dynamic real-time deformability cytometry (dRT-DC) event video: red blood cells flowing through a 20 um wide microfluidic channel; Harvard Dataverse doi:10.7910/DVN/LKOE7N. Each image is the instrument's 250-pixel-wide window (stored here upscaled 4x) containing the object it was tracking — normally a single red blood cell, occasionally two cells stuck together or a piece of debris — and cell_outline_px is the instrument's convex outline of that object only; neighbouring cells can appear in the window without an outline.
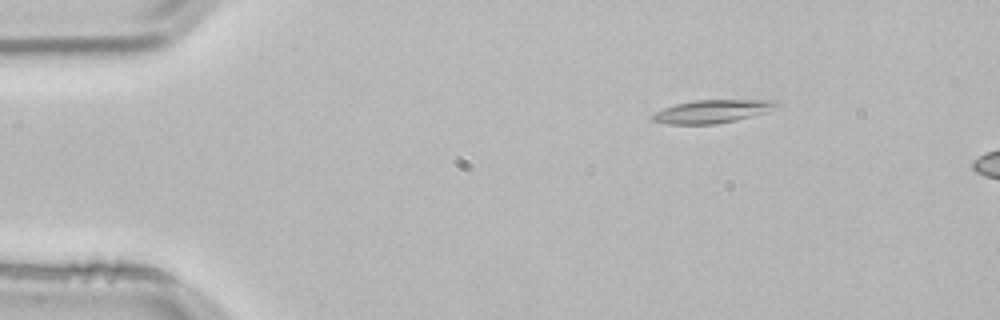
{"species": "common noctule bat (a hibernating species)", "species_latin": "Nyctalus noctula", "temperature_condition": "room temperature", "stored_images_in_passage": 2, "camera_frame_rate_fps": 3000, "um_per_image_px": 0.085, "animal": {"sex": "male", "body_mass_g": 21.5, "forearm_length_mm": 52.0}, "frame": {"image": 1, "passage_image": 1, "time_ms": 0.0, "image_size_px": [1000, 320], "cell_outline_px": [[780, 104], [768, 112], [736, 120], [716, 124], [668, 124], [652, 120], [652, 116], [656, 112], [664, 108], [676, 104], [692, 100], [772, 100]], "centroid_in_image_um": [60.55, 9.47], "position_along_channel_um": 24.4, "area_um2": 16.59}}